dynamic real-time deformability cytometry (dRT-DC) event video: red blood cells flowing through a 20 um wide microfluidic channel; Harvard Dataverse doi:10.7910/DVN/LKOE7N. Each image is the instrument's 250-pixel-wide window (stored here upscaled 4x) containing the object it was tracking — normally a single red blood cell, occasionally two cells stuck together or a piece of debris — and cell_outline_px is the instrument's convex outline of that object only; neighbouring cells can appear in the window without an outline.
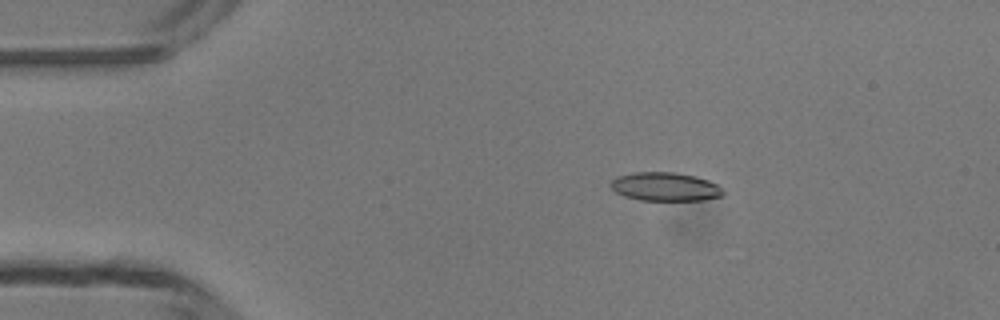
{"species": "common noctule bat (a hibernating species)", "species_latin": "Nyctalus noctula", "temperature_condition": "room temperature", "stored_images_in_passage": 5, "camera_frame_rate_fps": 3000, "um_per_image_px": 0.085, "animal": {"sex": "male", "body_mass_g": 13.3}, "frame": {"image": 1, "passage_image": 3, "time_ms": 2.333, "image_size_px": [1000, 320], "cell_outline_px": [[724, 196], [704, 200], [640, 200], [624, 196], [616, 192], [608, 184], [616, 176], [632, 172], [676, 172], [696, 176], [708, 180], [716, 184], [724, 192]], "centroid_in_image_um": [56.52, 15.86], "position_along_channel_um": 28.5, "area_um2": 18.9}}
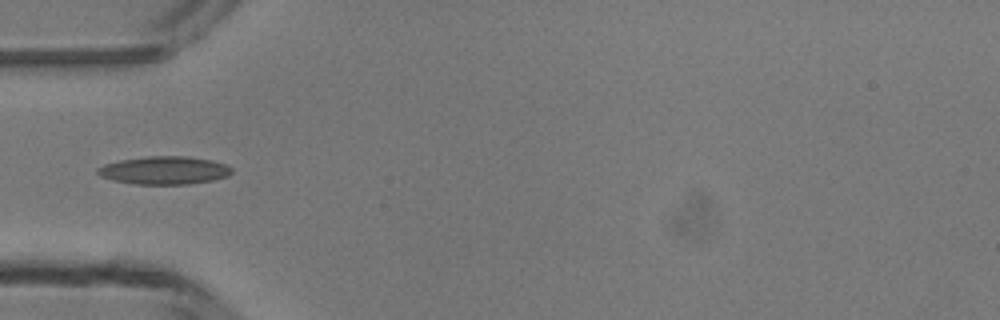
{"frame": {"image": 2, "passage_image": 5, "time_ms": 4.667, "image_size_px": [1000, 320], "cell_outline_px": [[232, 172], [228, 176], [212, 180], [188, 184], [136, 184], [112, 180], [100, 176], [96, 172], [96, 168], [104, 164], [120, 160], [148, 156], [188, 156], [212, 160], [224, 164], [232, 168]], "centroid_in_image_um": [13.94, 14.47], "position_along_channel_um": 71.1, "area_um2": 21.91}}